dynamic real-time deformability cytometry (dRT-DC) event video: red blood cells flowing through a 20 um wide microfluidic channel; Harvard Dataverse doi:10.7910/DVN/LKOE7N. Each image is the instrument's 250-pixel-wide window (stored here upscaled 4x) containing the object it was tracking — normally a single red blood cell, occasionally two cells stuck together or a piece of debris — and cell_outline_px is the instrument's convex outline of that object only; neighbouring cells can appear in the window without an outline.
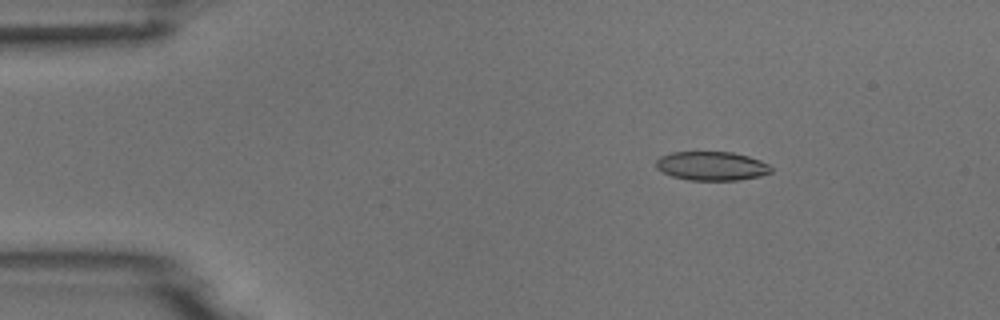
{"species": "common noctule bat (a hibernating species)", "species_latin": "Nyctalus noctula", "temperature_condition": "room temperature", "stored_images_in_passage": 3, "camera_frame_rate_fps": 3000, "um_per_image_px": 0.085, "animal": {"sex": "male", "body_mass_g": 18.8}, "frame": {"image": 1, "passage_image": 2, "time_ms": 1.0, "image_size_px": [1000, 320], "cell_outline_px": [[772, 172], [760, 176], [740, 180], [688, 180], [672, 176], [656, 168], [656, 160], [660, 156], [672, 152], [732, 152], [748, 156], [760, 160], [768, 164], [772, 168]], "centroid_in_image_um": [60.5, 14.11], "position_along_channel_um": 24.5, "area_um2": 19.42}}